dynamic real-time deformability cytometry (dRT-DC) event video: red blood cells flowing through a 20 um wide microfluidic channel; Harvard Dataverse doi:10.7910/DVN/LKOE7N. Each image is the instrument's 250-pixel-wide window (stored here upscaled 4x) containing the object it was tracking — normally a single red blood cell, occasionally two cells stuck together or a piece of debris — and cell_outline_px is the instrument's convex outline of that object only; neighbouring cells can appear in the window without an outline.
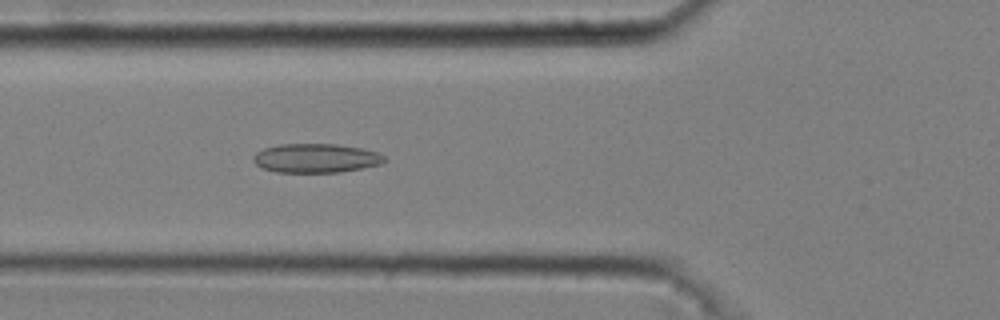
{"species": "common noctule bat (a hibernating species)", "species_latin": "Nyctalus noctula", "temperature_condition": "cold", "stored_images_in_passage": 50, "camera_frame_rate_fps": 3000, "um_per_image_px": 0.085, "animal": {"sex": "male", "body_mass_g": 20.4}, "frame": {"image": 1, "passage_image": 18, "time_ms": 5.667, "image_size_px": [1000, 320], "cell_outline_px": [[388, 160], [380, 164], [340, 172], [276, 172], [264, 168], [256, 164], [252, 160], [252, 156], [256, 152], [264, 148], [280, 144], [336, 144], [360, 148], [376, 152], [384, 156]], "centroid_in_image_um": [26.83, 13.44], "position_along_channel_um": 99.0, "area_um2": 22.08}}
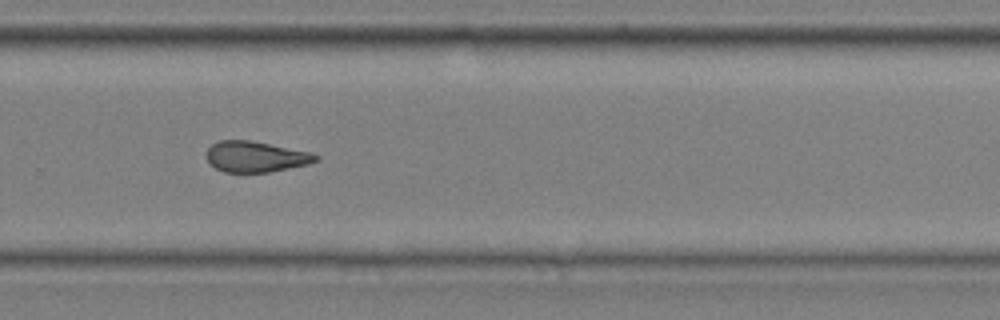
{"frame": {"image": 2, "passage_image": 35, "time_ms": 11.333, "image_size_px": [1000, 320], "cell_outline_px": [[320, 160], [308, 164], [268, 172], [224, 172], [208, 164], [208, 148], [212, 144], [220, 140], [252, 140], [312, 152], [320, 156]], "centroid_in_image_um": [21.77, 13.31], "position_along_channel_um": 308.0, "area_um2": 19.71}}
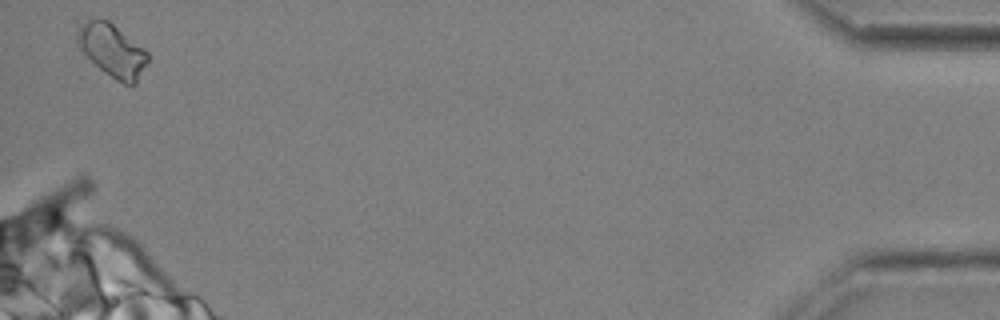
{"frame": {"image": 3, "passage_image": 50, "time_ms": 16.333, "image_size_px": [1000, 320], "cell_outline_px": [[148, 60], [136, 84], [124, 84], [116, 80], [104, 72], [80, 48], [76, 40], [76, 32], [88, 20], [108, 20], [144, 48], [148, 52]], "centroid_in_image_um": [9.57, 4.3], "position_along_channel_um": 425.6, "area_um2": 21.1}, "authors_computed_cell_mechanics": {"area_um2": 20.4612, "velocity_mm_per_s": 3.6895, "shape_relaxation_time_tau1_ms": null, "shape_relaxation_time_tau2_ms": 3.4323, "deformation_change_tau1": null, "deformation_change_tau2": 0.1216}}